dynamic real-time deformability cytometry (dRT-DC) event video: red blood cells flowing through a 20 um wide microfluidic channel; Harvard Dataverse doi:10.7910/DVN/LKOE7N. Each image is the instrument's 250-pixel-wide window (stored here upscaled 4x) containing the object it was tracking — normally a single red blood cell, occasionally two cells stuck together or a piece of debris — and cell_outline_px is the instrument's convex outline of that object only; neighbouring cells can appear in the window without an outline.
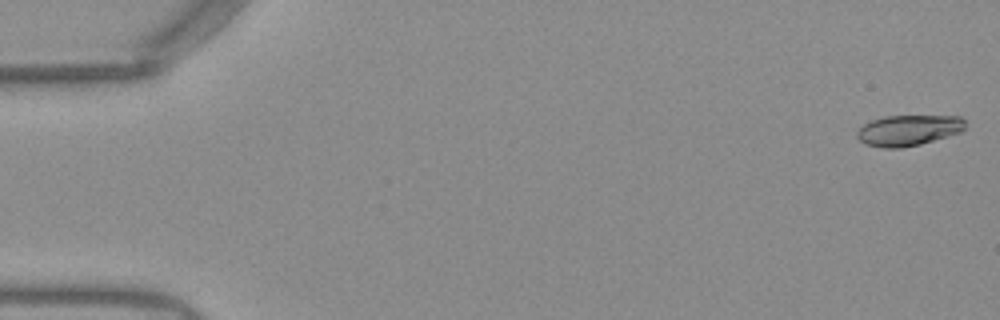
{"species": "Egyptian fruit bat (a non-hibernating species)", "species_latin": "Rousettus aegyptiacus", "temperature_condition": "warm", "stored_images_in_passage": 51, "camera_frame_rate_fps": 3000, "um_per_image_px": 0.085, "frame": {"image": 1, "passage_image": 1, "time_ms": 0.0, "image_size_px": [1000, 320], "cell_outline_px": [[968, 128], [964, 132], [920, 144], [900, 148], [884, 148], [864, 144], [856, 136], [856, 132], [864, 124], [872, 120], [884, 116], [960, 116], [964, 120]], "centroid_in_image_um": [77.26, 11.08], "position_along_channel_um": 7.7, "area_um2": 19.65}}
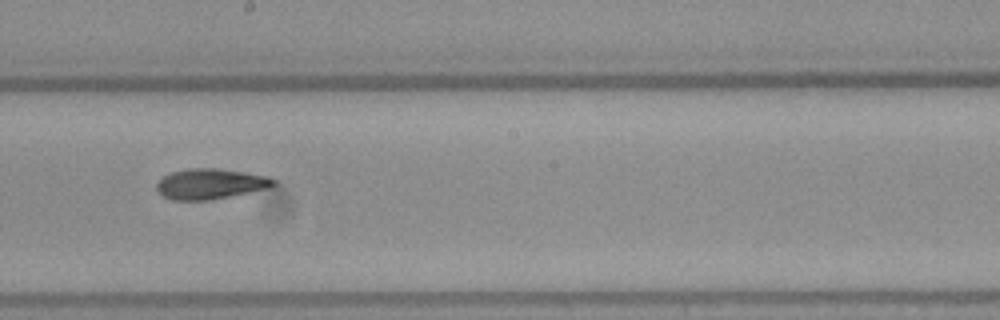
{"frame": {"image": 2, "passage_image": 29, "time_ms": 9.333, "image_size_px": [1000, 320], "cell_outline_px": [[276, 184], [268, 188], [212, 200], [172, 200], [164, 196], [156, 188], [156, 184], [164, 176], [172, 172], [188, 168], [216, 168], [244, 172], [268, 176], [276, 180]], "centroid_in_image_um": [17.9, 15.63], "position_along_channel_um": 230.3, "area_um2": 20.63}}
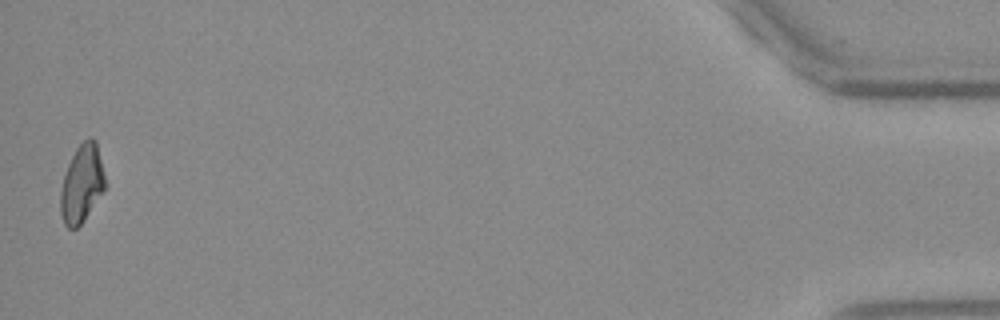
{"frame": {"image": 3, "passage_image": 51, "time_ms": 16.667, "image_size_px": [1000, 320], "cell_outline_px": [[104, 192], [84, 220], [76, 228], [68, 228], [64, 224], [60, 212], [60, 192], [64, 176], [68, 164], [76, 148], [88, 136], [92, 136], [96, 140], [104, 176]], "centroid_in_image_um": [6.94, 15.62], "position_along_channel_um": 428.3, "area_um2": 20.11}, "authors_computed_cell_mechanics": {"area_um2": 20.2878, "velocity_mm_per_s": 3.9491, "shape_relaxation_time_tau1_ms": null, "shape_relaxation_time_tau2_ms": 4.3403, "deformation_change_tau1": null, "deformation_change_tau2": 0.1065}}